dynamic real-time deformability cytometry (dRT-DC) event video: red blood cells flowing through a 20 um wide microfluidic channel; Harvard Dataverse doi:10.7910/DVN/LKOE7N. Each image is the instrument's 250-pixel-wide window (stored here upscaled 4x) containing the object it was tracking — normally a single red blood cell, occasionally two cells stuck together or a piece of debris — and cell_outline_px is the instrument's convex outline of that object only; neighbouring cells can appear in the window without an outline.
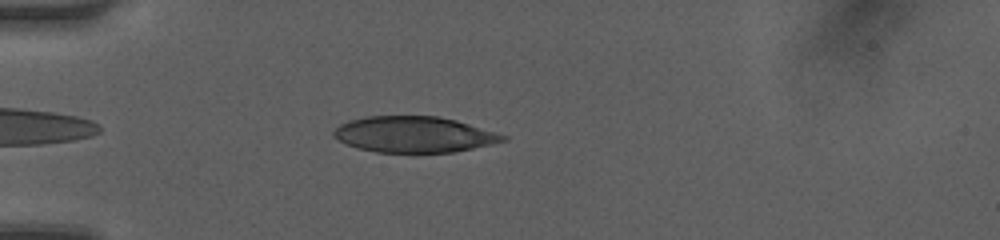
{"species": "human", "species_latin": "Homo sapiens", "temperature_condition": "room temperature", "stored_images_in_passage": 39, "camera_frame_rate_fps": 3000, "um_per_image_px": 0.085, "donor": {"sex": "female"}, "frame": {"image": 1, "passage_image": 4, "time_ms": 1.0, "image_size_px": [1000, 240], "cell_outline_px": [[508, 140], [472, 148], [452, 152], [376, 152], [356, 148], [332, 136], [332, 132], [340, 124], [348, 120], [364, 116], [440, 116], [456, 120], [508, 136]], "centroid_in_image_um": [35.16, 11.42], "position_along_channel_um": 49.8, "area_um2": 35.37}}
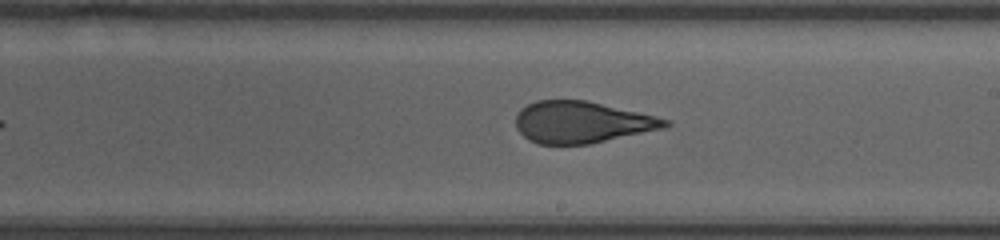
{"frame": {"image": 2, "passage_image": 19, "time_ms": 6.0, "image_size_px": [1000, 240], "cell_outline_px": [[672, 124], [664, 128], [588, 144], [536, 144], [528, 140], [516, 128], [516, 116], [520, 108], [536, 100], [588, 100], [672, 120]], "centroid_in_image_um": [49.44, 10.38], "position_along_channel_um": 239.6, "area_um2": 36.3}}
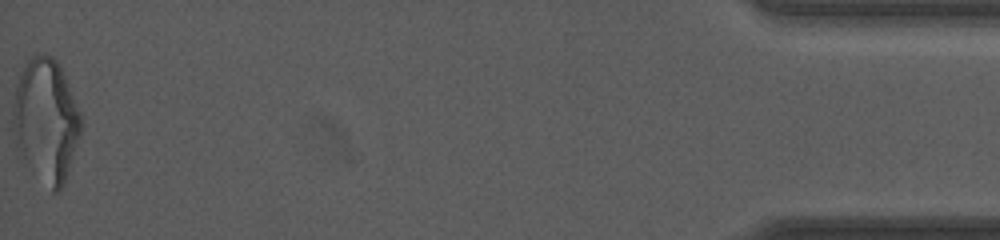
{"frame": {"image": 3, "passage_image": 39, "time_ms": 12.667, "image_size_px": [1000, 240], "cell_outline_px": [[80, 132], [64, 184], [60, 192], [52, 192], [28, 164], [16, 144], [12, 128], [12, 112], [16, 88], [20, 72], [28, 56], [52, 56], [56, 60], [64, 76], [80, 112]], "centroid_in_image_um": [3.88, 10.22], "position_along_channel_um": 431.3, "area_um2": 47.86}, "authors_computed_cell_mechanics": {"area_um2": 37.57, "velocity_mm_per_s": 4.2153, "shape_relaxation_time_tau1_ms": 6.8476, "shape_relaxation_time_tau2_ms": 0.8257, "deformation_change_tau1": 0.2354, "deformation_change_tau2": 0.088}}